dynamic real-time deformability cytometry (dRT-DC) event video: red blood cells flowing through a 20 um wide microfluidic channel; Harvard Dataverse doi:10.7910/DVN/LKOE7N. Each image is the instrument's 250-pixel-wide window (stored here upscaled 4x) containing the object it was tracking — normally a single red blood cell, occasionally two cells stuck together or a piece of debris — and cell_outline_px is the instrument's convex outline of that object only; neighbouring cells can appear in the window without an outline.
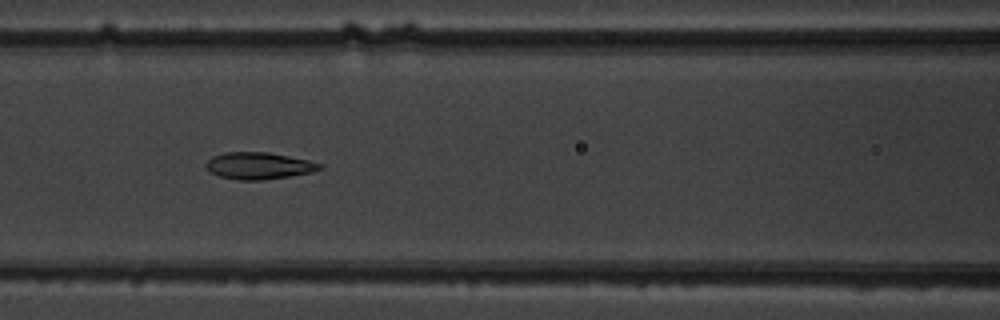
{"species": "common noctule bat (a hibernating species)", "species_latin": "Nyctalus noctula", "temperature_condition": "warm", "stored_images_in_passage": 8, "camera_frame_rate_fps": 3000, "um_per_image_px": 0.085, "animal": {"sex": "male", "body_mass_g": 19.5, "forearm_length_mm": 54.6}, "frame": {"image": 1, "passage_image": 4, "time_ms": 3.333, "image_size_px": [1000, 320], "cell_outline_px": [[324, 168], [312, 172], [292, 176], [264, 180], [240, 180], [220, 176], [208, 172], [204, 164], [212, 156], [224, 152], [268, 152], [308, 160], [324, 164]], "centroid_in_image_um": [22.0, 14.09], "position_along_channel_um": 144.6, "area_um2": 18.03}}
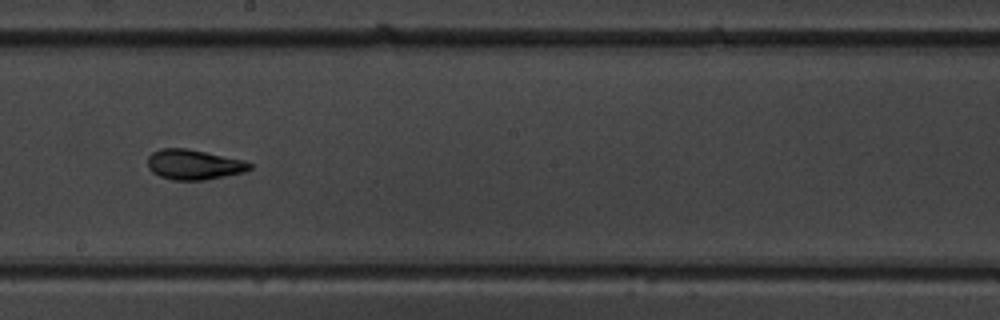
{"frame": {"image": 2, "passage_image": 6, "time_ms": 5.667, "image_size_px": [1000, 320], "cell_outline_px": [[252, 168], [244, 172], [204, 180], [172, 180], [160, 176], [152, 172], [148, 168], [148, 156], [152, 152], [160, 148], [184, 148], [244, 160], [252, 164]], "centroid_in_image_um": [16.45, 13.99], "position_along_channel_um": 231.7, "area_um2": 17.8}}
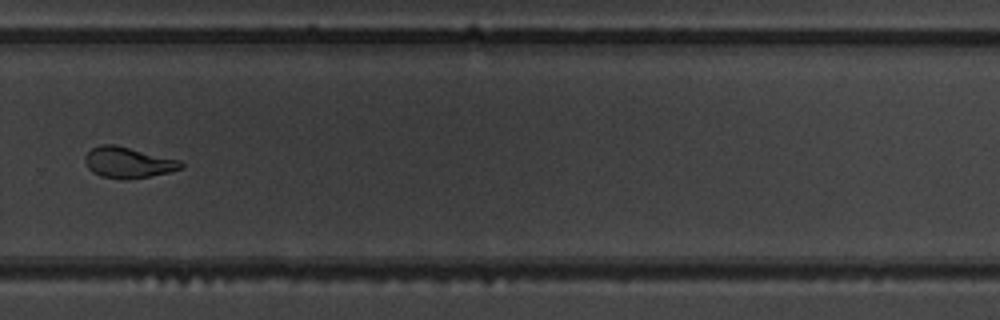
{"frame": {"image": 3, "passage_image": 8, "time_ms": 8.0, "image_size_px": [1000, 320], "cell_outline_px": [[184, 168], [168, 172], [148, 176], [100, 176], [92, 172], [88, 168], [84, 160], [84, 156], [92, 148], [100, 144], [116, 144], [180, 160], [184, 164]], "centroid_in_image_um": [10.89, 13.75], "position_along_channel_um": 318.9, "area_um2": 16.7}}